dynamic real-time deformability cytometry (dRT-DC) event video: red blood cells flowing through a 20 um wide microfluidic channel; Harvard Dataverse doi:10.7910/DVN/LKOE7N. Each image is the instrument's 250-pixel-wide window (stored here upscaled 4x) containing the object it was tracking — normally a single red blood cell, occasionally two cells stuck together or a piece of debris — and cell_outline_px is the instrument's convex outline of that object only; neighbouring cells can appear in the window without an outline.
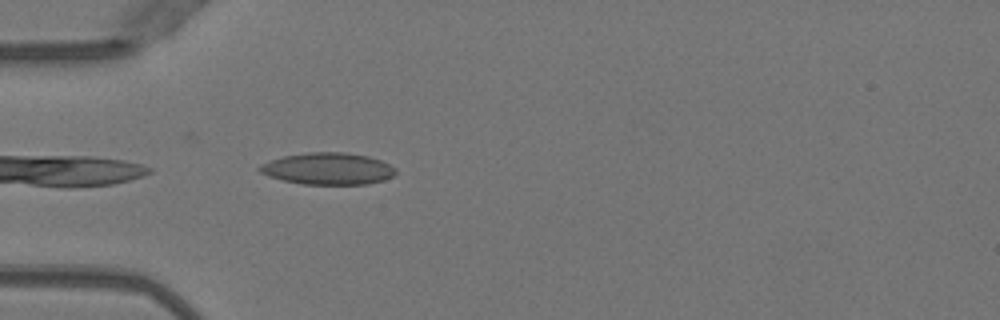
{"species": "Egyptian fruit bat (a non-hibernating species)", "species_latin": "Rousettus aegyptiacus", "temperature_condition": "warm", "stored_images_in_passage": 16, "camera_frame_rate_fps": 3000, "um_per_image_px": 0.085, "animal": {"sex": "female"}, "frame": {"image": 1, "passage_image": 1, "time_ms": 0.0, "image_size_px": [1000, 320], "cell_outline_px": [[396, 172], [392, 176], [384, 180], [368, 184], [304, 184], [284, 180], [268, 176], [260, 172], [256, 168], [260, 164], [284, 156], [308, 152], [344, 152], [368, 156], [380, 160], [396, 168]], "centroid_in_image_um": [27.87, 14.33], "position_along_channel_um": 57.1, "area_um2": 25.14}}
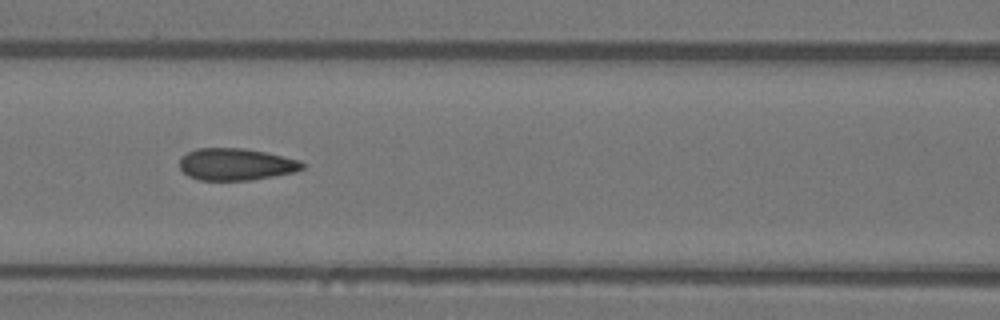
{"frame": {"image": 2, "passage_image": 8, "time_ms": 2.333, "image_size_px": [1000, 320], "cell_outline_px": [[304, 168], [292, 172], [252, 180], [200, 180], [188, 176], [180, 168], [180, 156], [196, 148], [244, 148], [264, 152], [300, 160], [304, 164]], "centroid_in_image_um": [20.02, 13.96], "position_along_channel_um": 146.6, "area_um2": 22.77}}
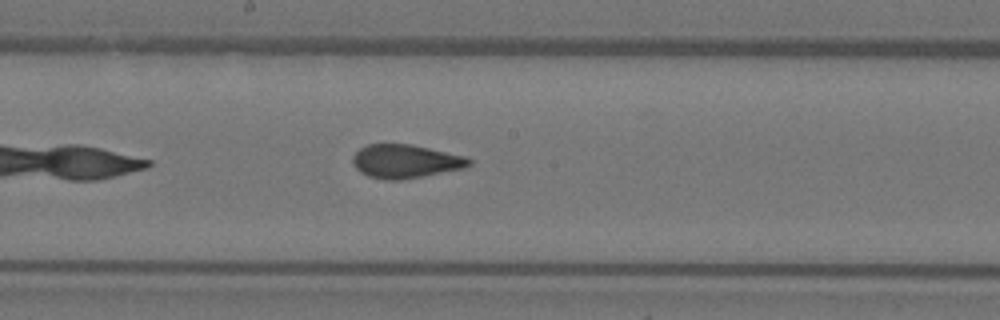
{"frame": {"image": 3, "passage_image": 13, "time_ms": 4.0, "image_size_px": [1000, 320], "cell_outline_px": [[472, 164], [464, 168], [400, 180], [384, 180], [368, 176], [360, 172], [352, 164], [352, 156], [360, 148], [368, 144], [412, 144], [468, 156], [472, 160]], "centroid_in_image_um": [34.47, 13.7], "position_along_channel_um": 213.7, "area_um2": 22.95}}